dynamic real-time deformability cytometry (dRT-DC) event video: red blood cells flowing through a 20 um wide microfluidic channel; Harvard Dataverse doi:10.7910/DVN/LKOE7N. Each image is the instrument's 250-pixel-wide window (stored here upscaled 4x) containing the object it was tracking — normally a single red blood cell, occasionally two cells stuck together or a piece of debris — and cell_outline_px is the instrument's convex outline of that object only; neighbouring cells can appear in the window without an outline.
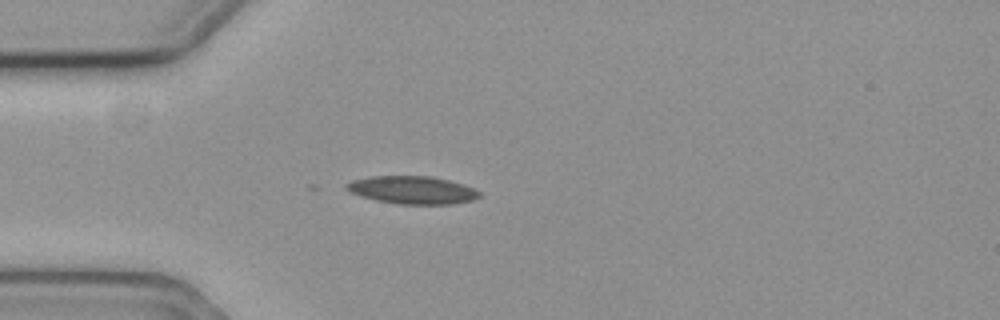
{"species": "common noctule bat (a hibernating species)", "species_latin": "Nyctalus noctula", "temperature_condition": "cold", "stored_images_in_passage": 13, "camera_frame_rate_fps": 3000, "um_per_image_px": 0.085, "animal": {"sex": "female", "body_mass_g": 19.3, "forearm_length_mm": 54.1}, "frame": {"image": 1, "passage_image": 9, "time_ms": 2.667, "image_size_px": [1000, 320], "cell_outline_px": [[480, 196], [472, 200], [452, 204], [396, 204], [376, 200], [360, 196], [344, 188], [344, 184], [352, 180], [372, 176], [432, 176], [464, 184], [476, 188], [480, 192]], "centroid_in_image_um": [35.05, 16.15], "position_along_channel_um": 49.9, "area_um2": 21.68}}
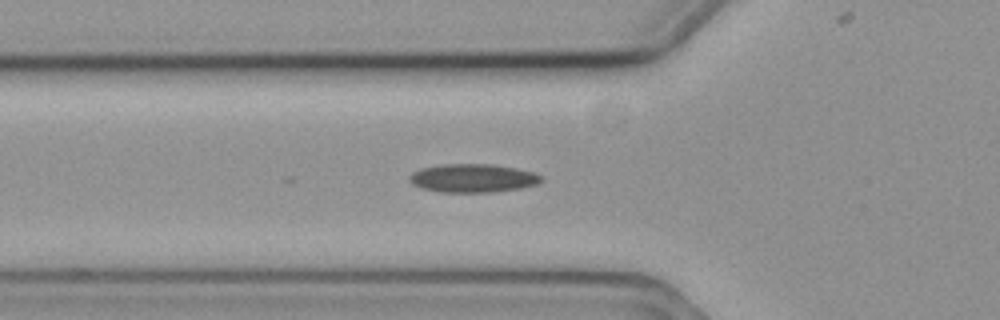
{"frame": {"image": 2, "passage_image": 13, "time_ms": 4.0, "image_size_px": [1000, 320], "cell_outline_px": [[544, 180], [536, 184], [520, 188], [496, 192], [440, 192], [420, 188], [412, 184], [408, 180], [408, 176], [412, 172], [420, 168], [444, 164], [488, 164], [516, 168], [532, 172], [544, 176]], "centroid_in_image_um": [40.17, 15.15], "position_along_channel_um": 85.6, "area_um2": 22.02}}